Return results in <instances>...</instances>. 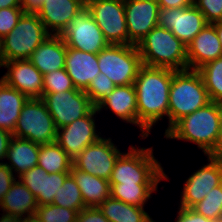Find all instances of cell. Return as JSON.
Masks as SVG:
<instances>
[{
    "instance_id": "6da1fadb",
    "label": "cell",
    "mask_w": 222,
    "mask_h": 222,
    "mask_svg": "<svg viewBox=\"0 0 222 222\" xmlns=\"http://www.w3.org/2000/svg\"><path fill=\"white\" fill-rule=\"evenodd\" d=\"M176 70L142 65L134 81L137 94L138 127L141 139L169 113V90Z\"/></svg>"
},
{
    "instance_id": "7a4b0ae2",
    "label": "cell",
    "mask_w": 222,
    "mask_h": 222,
    "mask_svg": "<svg viewBox=\"0 0 222 222\" xmlns=\"http://www.w3.org/2000/svg\"><path fill=\"white\" fill-rule=\"evenodd\" d=\"M221 104L210 102L192 114L178 120L164 137L197 144L204 155H210L216 147L219 132Z\"/></svg>"
},
{
    "instance_id": "3957f363",
    "label": "cell",
    "mask_w": 222,
    "mask_h": 222,
    "mask_svg": "<svg viewBox=\"0 0 222 222\" xmlns=\"http://www.w3.org/2000/svg\"><path fill=\"white\" fill-rule=\"evenodd\" d=\"M128 149L116 160L110 184H159L162 180H170L162 164L154 157L153 146L136 148L131 145Z\"/></svg>"
},
{
    "instance_id": "277c9868",
    "label": "cell",
    "mask_w": 222,
    "mask_h": 222,
    "mask_svg": "<svg viewBox=\"0 0 222 222\" xmlns=\"http://www.w3.org/2000/svg\"><path fill=\"white\" fill-rule=\"evenodd\" d=\"M203 78L198 70H177L172 76L169 90L168 128L181 118L210 103Z\"/></svg>"
},
{
    "instance_id": "5b68a950",
    "label": "cell",
    "mask_w": 222,
    "mask_h": 222,
    "mask_svg": "<svg viewBox=\"0 0 222 222\" xmlns=\"http://www.w3.org/2000/svg\"><path fill=\"white\" fill-rule=\"evenodd\" d=\"M137 48L144 65L176 71L188 69L187 46L166 28L154 27Z\"/></svg>"
},
{
    "instance_id": "8992f818",
    "label": "cell",
    "mask_w": 222,
    "mask_h": 222,
    "mask_svg": "<svg viewBox=\"0 0 222 222\" xmlns=\"http://www.w3.org/2000/svg\"><path fill=\"white\" fill-rule=\"evenodd\" d=\"M50 35L36 13H24L12 31L2 38L4 60L29 59Z\"/></svg>"
},
{
    "instance_id": "52a82bcc",
    "label": "cell",
    "mask_w": 222,
    "mask_h": 222,
    "mask_svg": "<svg viewBox=\"0 0 222 222\" xmlns=\"http://www.w3.org/2000/svg\"><path fill=\"white\" fill-rule=\"evenodd\" d=\"M100 72L116 86L134 84L143 65L137 45L109 44L98 53Z\"/></svg>"
},
{
    "instance_id": "ba28073f",
    "label": "cell",
    "mask_w": 222,
    "mask_h": 222,
    "mask_svg": "<svg viewBox=\"0 0 222 222\" xmlns=\"http://www.w3.org/2000/svg\"><path fill=\"white\" fill-rule=\"evenodd\" d=\"M13 136L38 145L56 142L57 128L41 98H29L21 109Z\"/></svg>"
},
{
    "instance_id": "9c48e42d",
    "label": "cell",
    "mask_w": 222,
    "mask_h": 222,
    "mask_svg": "<svg viewBox=\"0 0 222 222\" xmlns=\"http://www.w3.org/2000/svg\"><path fill=\"white\" fill-rule=\"evenodd\" d=\"M85 6L109 44L128 45L124 0H88Z\"/></svg>"
},
{
    "instance_id": "30bf717a",
    "label": "cell",
    "mask_w": 222,
    "mask_h": 222,
    "mask_svg": "<svg viewBox=\"0 0 222 222\" xmlns=\"http://www.w3.org/2000/svg\"><path fill=\"white\" fill-rule=\"evenodd\" d=\"M60 36L67 47L83 52L98 54L109 45L86 6L77 13Z\"/></svg>"
},
{
    "instance_id": "8fae6325",
    "label": "cell",
    "mask_w": 222,
    "mask_h": 222,
    "mask_svg": "<svg viewBox=\"0 0 222 222\" xmlns=\"http://www.w3.org/2000/svg\"><path fill=\"white\" fill-rule=\"evenodd\" d=\"M57 129L86 116L94 106L84 90L43 94L42 98Z\"/></svg>"
},
{
    "instance_id": "7c38bea8",
    "label": "cell",
    "mask_w": 222,
    "mask_h": 222,
    "mask_svg": "<svg viewBox=\"0 0 222 222\" xmlns=\"http://www.w3.org/2000/svg\"><path fill=\"white\" fill-rule=\"evenodd\" d=\"M121 153L122 151L113 143L111 137H101L73 159V167L109 180L114 164Z\"/></svg>"
},
{
    "instance_id": "4fadbf2b",
    "label": "cell",
    "mask_w": 222,
    "mask_h": 222,
    "mask_svg": "<svg viewBox=\"0 0 222 222\" xmlns=\"http://www.w3.org/2000/svg\"><path fill=\"white\" fill-rule=\"evenodd\" d=\"M209 163L201 166L196 172L189 175L180 192L179 207L192 208L203 200L212 188L222 183V160L207 155Z\"/></svg>"
},
{
    "instance_id": "5bb4252c",
    "label": "cell",
    "mask_w": 222,
    "mask_h": 222,
    "mask_svg": "<svg viewBox=\"0 0 222 222\" xmlns=\"http://www.w3.org/2000/svg\"><path fill=\"white\" fill-rule=\"evenodd\" d=\"M96 113L94 107L86 116L57 129L56 142L72 160L103 136L96 130Z\"/></svg>"
},
{
    "instance_id": "9a60e30c",
    "label": "cell",
    "mask_w": 222,
    "mask_h": 222,
    "mask_svg": "<svg viewBox=\"0 0 222 222\" xmlns=\"http://www.w3.org/2000/svg\"><path fill=\"white\" fill-rule=\"evenodd\" d=\"M206 24L204 15L194 4L182 8H160L158 14V26L170 30L186 46Z\"/></svg>"
},
{
    "instance_id": "2e32d148",
    "label": "cell",
    "mask_w": 222,
    "mask_h": 222,
    "mask_svg": "<svg viewBox=\"0 0 222 222\" xmlns=\"http://www.w3.org/2000/svg\"><path fill=\"white\" fill-rule=\"evenodd\" d=\"M128 45H137L158 26L160 5L157 0H124Z\"/></svg>"
},
{
    "instance_id": "e0dca14e",
    "label": "cell",
    "mask_w": 222,
    "mask_h": 222,
    "mask_svg": "<svg viewBox=\"0 0 222 222\" xmlns=\"http://www.w3.org/2000/svg\"><path fill=\"white\" fill-rule=\"evenodd\" d=\"M7 72L0 78L28 98H42L43 74L28 60L5 61Z\"/></svg>"
},
{
    "instance_id": "ac0fdd59",
    "label": "cell",
    "mask_w": 222,
    "mask_h": 222,
    "mask_svg": "<svg viewBox=\"0 0 222 222\" xmlns=\"http://www.w3.org/2000/svg\"><path fill=\"white\" fill-rule=\"evenodd\" d=\"M70 172L48 174L40 166L27 170L18 179L32 192L38 206L52 204L55 194L63 185Z\"/></svg>"
},
{
    "instance_id": "d6986e66",
    "label": "cell",
    "mask_w": 222,
    "mask_h": 222,
    "mask_svg": "<svg viewBox=\"0 0 222 222\" xmlns=\"http://www.w3.org/2000/svg\"><path fill=\"white\" fill-rule=\"evenodd\" d=\"M85 4L84 0H44L36 14L50 34L60 35Z\"/></svg>"
},
{
    "instance_id": "ffe728a7",
    "label": "cell",
    "mask_w": 222,
    "mask_h": 222,
    "mask_svg": "<svg viewBox=\"0 0 222 222\" xmlns=\"http://www.w3.org/2000/svg\"><path fill=\"white\" fill-rule=\"evenodd\" d=\"M220 56L222 47L215 25L207 23L187 46L188 69L198 70Z\"/></svg>"
},
{
    "instance_id": "44dd1931",
    "label": "cell",
    "mask_w": 222,
    "mask_h": 222,
    "mask_svg": "<svg viewBox=\"0 0 222 222\" xmlns=\"http://www.w3.org/2000/svg\"><path fill=\"white\" fill-rule=\"evenodd\" d=\"M98 114L103 109L111 110L117 119L138 127L137 94L134 84L116 86L96 107Z\"/></svg>"
},
{
    "instance_id": "7402d4cb",
    "label": "cell",
    "mask_w": 222,
    "mask_h": 222,
    "mask_svg": "<svg viewBox=\"0 0 222 222\" xmlns=\"http://www.w3.org/2000/svg\"><path fill=\"white\" fill-rule=\"evenodd\" d=\"M65 69L74 86L85 91L91 81L100 73L98 54L67 47Z\"/></svg>"
},
{
    "instance_id": "603a6c76",
    "label": "cell",
    "mask_w": 222,
    "mask_h": 222,
    "mask_svg": "<svg viewBox=\"0 0 222 222\" xmlns=\"http://www.w3.org/2000/svg\"><path fill=\"white\" fill-rule=\"evenodd\" d=\"M67 46L60 35L48 36L30 55L29 61L44 75L65 68Z\"/></svg>"
},
{
    "instance_id": "cb8c5ba5",
    "label": "cell",
    "mask_w": 222,
    "mask_h": 222,
    "mask_svg": "<svg viewBox=\"0 0 222 222\" xmlns=\"http://www.w3.org/2000/svg\"><path fill=\"white\" fill-rule=\"evenodd\" d=\"M16 180L4 195L0 209L20 218L35 216L38 207L35 196L19 179Z\"/></svg>"
},
{
    "instance_id": "d4e9b609",
    "label": "cell",
    "mask_w": 222,
    "mask_h": 222,
    "mask_svg": "<svg viewBox=\"0 0 222 222\" xmlns=\"http://www.w3.org/2000/svg\"><path fill=\"white\" fill-rule=\"evenodd\" d=\"M39 147L28 139L13 136L6 155L9 163L5 164L19 177L38 164Z\"/></svg>"
},
{
    "instance_id": "484cf974",
    "label": "cell",
    "mask_w": 222,
    "mask_h": 222,
    "mask_svg": "<svg viewBox=\"0 0 222 222\" xmlns=\"http://www.w3.org/2000/svg\"><path fill=\"white\" fill-rule=\"evenodd\" d=\"M70 174L80 189L85 207H98L104 200L110 197L109 180L87 174L73 166Z\"/></svg>"
},
{
    "instance_id": "4316f807",
    "label": "cell",
    "mask_w": 222,
    "mask_h": 222,
    "mask_svg": "<svg viewBox=\"0 0 222 222\" xmlns=\"http://www.w3.org/2000/svg\"><path fill=\"white\" fill-rule=\"evenodd\" d=\"M29 98L0 79V128L14 132L21 109Z\"/></svg>"
},
{
    "instance_id": "83f0119b",
    "label": "cell",
    "mask_w": 222,
    "mask_h": 222,
    "mask_svg": "<svg viewBox=\"0 0 222 222\" xmlns=\"http://www.w3.org/2000/svg\"><path fill=\"white\" fill-rule=\"evenodd\" d=\"M98 208L110 222H149L153 219L144 207L129 205L111 196Z\"/></svg>"
},
{
    "instance_id": "f1b7e54d",
    "label": "cell",
    "mask_w": 222,
    "mask_h": 222,
    "mask_svg": "<svg viewBox=\"0 0 222 222\" xmlns=\"http://www.w3.org/2000/svg\"><path fill=\"white\" fill-rule=\"evenodd\" d=\"M159 184H110V196L133 206L145 207L152 197V193L158 191Z\"/></svg>"
},
{
    "instance_id": "f546056e",
    "label": "cell",
    "mask_w": 222,
    "mask_h": 222,
    "mask_svg": "<svg viewBox=\"0 0 222 222\" xmlns=\"http://www.w3.org/2000/svg\"><path fill=\"white\" fill-rule=\"evenodd\" d=\"M37 165L48 174L70 172L73 160L57 142H53L51 144L40 145Z\"/></svg>"
},
{
    "instance_id": "4dcf8cb0",
    "label": "cell",
    "mask_w": 222,
    "mask_h": 222,
    "mask_svg": "<svg viewBox=\"0 0 222 222\" xmlns=\"http://www.w3.org/2000/svg\"><path fill=\"white\" fill-rule=\"evenodd\" d=\"M210 101L222 104V56L198 69Z\"/></svg>"
},
{
    "instance_id": "1f68e13d",
    "label": "cell",
    "mask_w": 222,
    "mask_h": 222,
    "mask_svg": "<svg viewBox=\"0 0 222 222\" xmlns=\"http://www.w3.org/2000/svg\"><path fill=\"white\" fill-rule=\"evenodd\" d=\"M52 204L77 210L78 212L86 208L80 189L71 174L65 179L63 185L55 194Z\"/></svg>"
},
{
    "instance_id": "d6a6232c",
    "label": "cell",
    "mask_w": 222,
    "mask_h": 222,
    "mask_svg": "<svg viewBox=\"0 0 222 222\" xmlns=\"http://www.w3.org/2000/svg\"><path fill=\"white\" fill-rule=\"evenodd\" d=\"M191 209L205 218L220 222L222 220V183L212 188L203 200Z\"/></svg>"
},
{
    "instance_id": "836d02e7",
    "label": "cell",
    "mask_w": 222,
    "mask_h": 222,
    "mask_svg": "<svg viewBox=\"0 0 222 222\" xmlns=\"http://www.w3.org/2000/svg\"><path fill=\"white\" fill-rule=\"evenodd\" d=\"M78 213L77 210L48 204L38 206L35 217L38 222H76Z\"/></svg>"
},
{
    "instance_id": "e575fe53",
    "label": "cell",
    "mask_w": 222,
    "mask_h": 222,
    "mask_svg": "<svg viewBox=\"0 0 222 222\" xmlns=\"http://www.w3.org/2000/svg\"><path fill=\"white\" fill-rule=\"evenodd\" d=\"M65 68L43 75V94L76 90Z\"/></svg>"
},
{
    "instance_id": "d590c367",
    "label": "cell",
    "mask_w": 222,
    "mask_h": 222,
    "mask_svg": "<svg viewBox=\"0 0 222 222\" xmlns=\"http://www.w3.org/2000/svg\"><path fill=\"white\" fill-rule=\"evenodd\" d=\"M116 85L105 74L99 73L89 84L85 93L88 95L90 102L96 107L107 95L111 94Z\"/></svg>"
},
{
    "instance_id": "8d00e7d4",
    "label": "cell",
    "mask_w": 222,
    "mask_h": 222,
    "mask_svg": "<svg viewBox=\"0 0 222 222\" xmlns=\"http://www.w3.org/2000/svg\"><path fill=\"white\" fill-rule=\"evenodd\" d=\"M207 23L222 22V0H194Z\"/></svg>"
},
{
    "instance_id": "74e56055",
    "label": "cell",
    "mask_w": 222,
    "mask_h": 222,
    "mask_svg": "<svg viewBox=\"0 0 222 222\" xmlns=\"http://www.w3.org/2000/svg\"><path fill=\"white\" fill-rule=\"evenodd\" d=\"M25 12L21 7H8L0 9V37L3 38L19 22Z\"/></svg>"
},
{
    "instance_id": "f35d334b",
    "label": "cell",
    "mask_w": 222,
    "mask_h": 222,
    "mask_svg": "<svg viewBox=\"0 0 222 222\" xmlns=\"http://www.w3.org/2000/svg\"><path fill=\"white\" fill-rule=\"evenodd\" d=\"M17 179L13 171L5 164L0 162V203L4 195L10 189L12 183Z\"/></svg>"
},
{
    "instance_id": "ab89813d",
    "label": "cell",
    "mask_w": 222,
    "mask_h": 222,
    "mask_svg": "<svg viewBox=\"0 0 222 222\" xmlns=\"http://www.w3.org/2000/svg\"><path fill=\"white\" fill-rule=\"evenodd\" d=\"M76 222H110L98 207H86L77 216Z\"/></svg>"
},
{
    "instance_id": "60d3db41",
    "label": "cell",
    "mask_w": 222,
    "mask_h": 222,
    "mask_svg": "<svg viewBox=\"0 0 222 222\" xmlns=\"http://www.w3.org/2000/svg\"><path fill=\"white\" fill-rule=\"evenodd\" d=\"M175 222H215L212 219L205 218L203 215L196 213L191 208L178 207Z\"/></svg>"
},
{
    "instance_id": "b9f144b4",
    "label": "cell",
    "mask_w": 222,
    "mask_h": 222,
    "mask_svg": "<svg viewBox=\"0 0 222 222\" xmlns=\"http://www.w3.org/2000/svg\"><path fill=\"white\" fill-rule=\"evenodd\" d=\"M13 137L12 133L0 128V160L6 159L9 142Z\"/></svg>"
},
{
    "instance_id": "7bdbcfd3",
    "label": "cell",
    "mask_w": 222,
    "mask_h": 222,
    "mask_svg": "<svg viewBox=\"0 0 222 222\" xmlns=\"http://www.w3.org/2000/svg\"><path fill=\"white\" fill-rule=\"evenodd\" d=\"M160 8H182L194 4V0H157Z\"/></svg>"
},
{
    "instance_id": "ee69618b",
    "label": "cell",
    "mask_w": 222,
    "mask_h": 222,
    "mask_svg": "<svg viewBox=\"0 0 222 222\" xmlns=\"http://www.w3.org/2000/svg\"><path fill=\"white\" fill-rule=\"evenodd\" d=\"M21 8L25 13H37L44 0H20Z\"/></svg>"
},
{
    "instance_id": "f6af8a7d",
    "label": "cell",
    "mask_w": 222,
    "mask_h": 222,
    "mask_svg": "<svg viewBox=\"0 0 222 222\" xmlns=\"http://www.w3.org/2000/svg\"><path fill=\"white\" fill-rule=\"evenodd\" d=\"M216 158H222V104H221V115L219 121V132L217 137V144L215 150L210 154Z\"/></svg>"
},
{
    "instance_id": "bcb514c9",
    "label": "cell",
    "mask_w": 222,
    "mask_h": 222,
    "mask_svg": "<svg viewBox=\"0 0 222 222\" xmlns=\"http://www.w3.org/2000/svg\"><path fill=\"white\" fill-rule=\"evenodd\" d=\"M8 7H21L20 0H0V9Z\"/></svg>"
},
{
    "instance_id": "7dc6e473",
    "label": "cell",
    "mask_w": 222,
    "mask_h": 222,
    "mask_svg": "<svg viewBox=\"0 0 222 222\" xmlns=\"http://www.w3.org/2000/svg\"><path fill=\"white\" fill-rule=\"evenodd\" d=\"M0 222H19L20 217L12 216L9 214L1 213Z\"/></svg>"
},
{
    "instance_id": "c3c4849f",
    "label": "cell",
    "mask_w": 222,
    "mask_h": 222,
    "mask_svg": "<svg viewBox=\"0 0 222 222\" xmlns=\"http://www.w3.org/2000/svg\"><path fill=\"white\" fill-rule=\"evenodd\" d=\"M215 25L220 43H221V47H222V22H215L213 23Z\"/></svg>"
},
{
    "instance_id": "681fc988",
    "label": "cell",
    "mask_w": 222,
    "mask_h": 222,
    "mask_svg": "<svg viewBox=\"0 0 222 222\" xmlns=\"http://www.w3.org/2000/svg\"><path fill=\"white\" fill-rule=\"evenodd\" d=\"M5 63L3 50H2V38L0 37V67H3Z\"/></svg>"
},
{
    "instance_id": "f907efd6",
    "label": "cell",
    "mask_w": 222,
    "mask_h": 222,
    "mask_svg": "<svg viewBox=\"0 0 222 222\" xmlns=\"http://www.w3.org/2000/svg\"><path fill=\"white\" fill-rule=\"evenodd\" d=\"M19 222H38L35 216L20 218Z\"/></svg>"
}]
</instances>
